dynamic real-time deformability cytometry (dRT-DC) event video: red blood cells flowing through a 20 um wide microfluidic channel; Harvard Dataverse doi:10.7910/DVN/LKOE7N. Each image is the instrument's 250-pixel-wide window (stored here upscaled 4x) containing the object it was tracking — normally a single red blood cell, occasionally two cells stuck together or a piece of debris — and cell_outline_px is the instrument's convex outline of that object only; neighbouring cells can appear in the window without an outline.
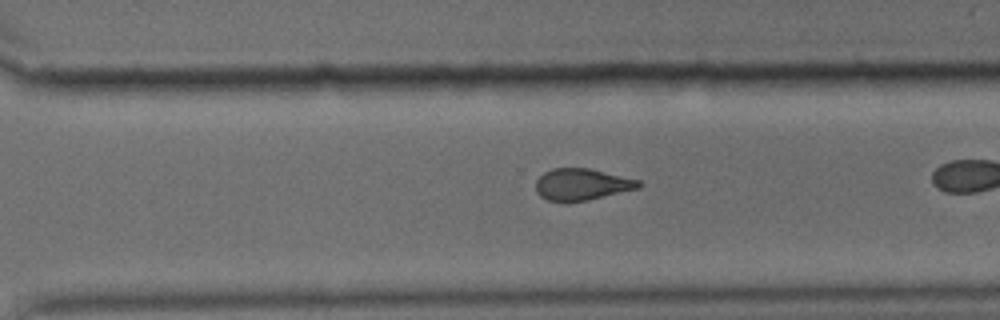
{"species": "common noctule bat (a hibernating species)", "species_latin": "Nyctalus noctula", "temperature_condition": "cold", "stored_images_in_passage": 35, "camera_frame_rate_fps": 3000, "um_per_image_px": 0.085, "animal": {"sex": "male", "body_mass_g": 15.6}, "frame": {"image": 1, "passage_image": 30, "time_ms": 9.667, "image_size_px": [1000, 320], "cell_outline_px": [[644, 184], [640, 188], [584, 200], [548, 200], [540, 196], [536, 192], [536, 180], [544, 172], [552, 168], [588, 168], [640, 180]], "centroid_in_image_um": [49.47, 15.64], "position_along_channel_um": 321.1, "area_um2": 18.61}}